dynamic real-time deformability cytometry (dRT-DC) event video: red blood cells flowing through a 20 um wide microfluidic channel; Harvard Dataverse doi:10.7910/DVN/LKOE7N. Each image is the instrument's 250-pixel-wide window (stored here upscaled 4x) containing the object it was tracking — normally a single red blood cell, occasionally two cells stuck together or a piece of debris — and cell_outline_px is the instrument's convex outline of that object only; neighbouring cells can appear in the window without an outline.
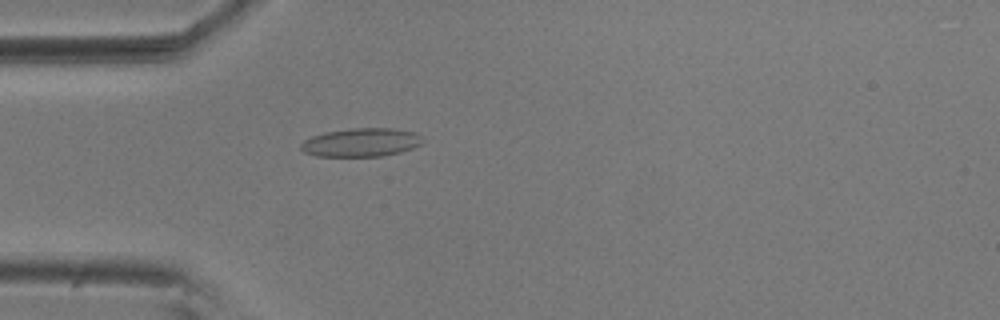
{"species": "common noctule bat (a hibernating species)", "species_latin": "Nyctalus noctula", "temperature_condition": "room temperature", "stored_images_in_passage": 52, "camera_frame_rate_fps": 3000, "um_per_image_px": 0.085, "animal": {"sex": "male", "body_mass_g": 20.5, "forearm_length_mm": 52.5}, "frame": {"image": 1, "passage_image": 13, "time_ms": 4.0, "image_size_px": [1000, 320], "cell_outline_px": [[424, 140], [420, 144], [412, 148], [400, 152], [384, 156], [316, 156], [304, 152], [300, 148], [300, 144], [304, 140], [312, 136], [324, 132], [348, 128], [392, 128], [416, 132]], "centroid_in_image_um": [30.68, 12.1], "position_along_channel_um": 54.3, "area_um2": 20.35}}
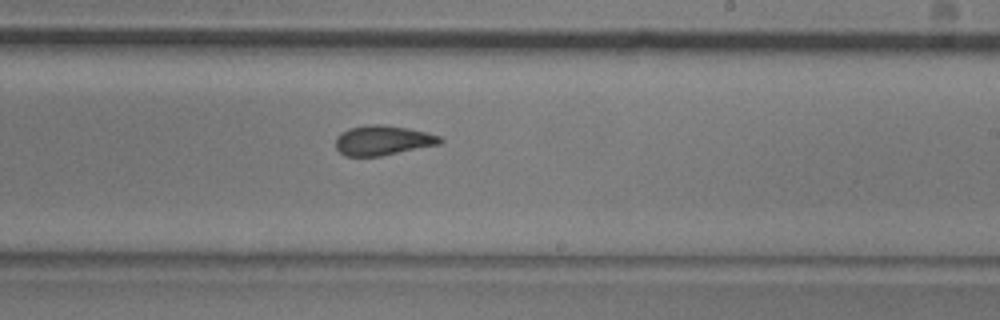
{"frame": {"image": 2, "passage_image": 30, "time_ms": 9.667, "image_size_px": [1000, 320], "cell_outline_px": [[444, 140], [440, 144], [380, 156], [344, 156], [336, 148], [336, 136], [340, 132], [348, 128], [372, 124], [384, 124], [408, 128], [428, 132], [440, 136]], "centroid_in_image_um": [32.53, 11.92], "position_along_channel_um": 256.5, "area_um2": 18.26}}
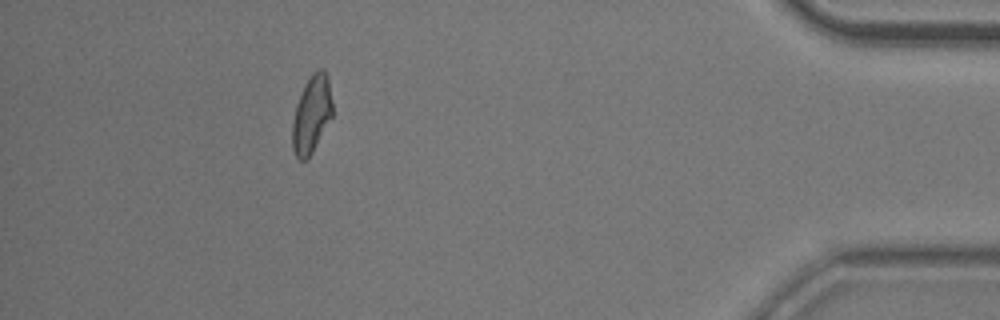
{"frame": {"image": 3, "passage_image": 47, "time_ms": 15.333, "image_size_px": [1000, 320], "cell_outline_px": [[332, 116], [312, 152], [304, 160], [300, 160], [296, 156], [292, 148], [292, 120], [296, 104], [304, 84], [312, 72], [320, 68], [324, 68], [328, 76], [332, 104]], "centroid_in_image_um": [26.47, 9.67], "position_along_channel_um": 408.7, "area_um2": 18.09}, "authors_computed_cell_mechanics": {"area_um2": 18.496, "velocity_mm_per_s": 3.6577, "shape_relaxation_time_tau1_ms": null, "shape_relaxation_time_tau2_ms": 1.9846, "deformation_change_tau1": null, "deformation_change_tau2": 0.0908}}